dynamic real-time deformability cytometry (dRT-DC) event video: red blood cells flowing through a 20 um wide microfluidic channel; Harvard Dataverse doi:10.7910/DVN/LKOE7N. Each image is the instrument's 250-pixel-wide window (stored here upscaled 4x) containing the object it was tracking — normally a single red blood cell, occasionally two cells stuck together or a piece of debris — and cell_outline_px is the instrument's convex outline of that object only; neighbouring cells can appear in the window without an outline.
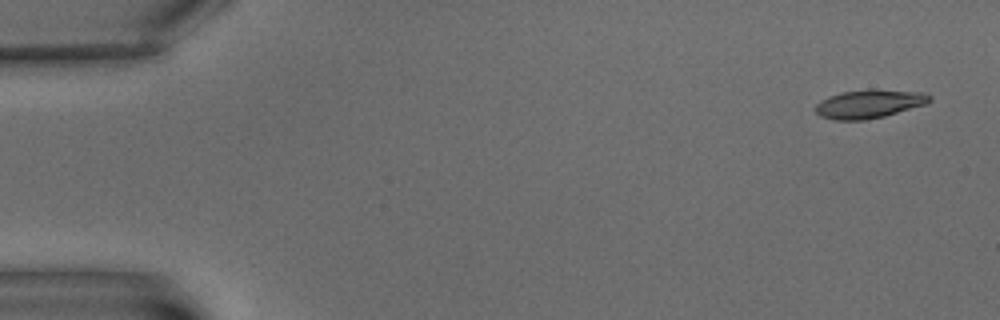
{"species": "common noctule bat (a hibernating species)", "species_latin": "Nyctalus noctula", "temperature_condition": "warm", "stored_images_in_passage": 7, "camera_frame_rate_fps": 3000, "um_per_image_px": 0.085, "animal": {"sex": "male", "body_mass_g": 15.6}, "frame": {"image": 1, "passage_image": 1, "time_ms": 0.0, "image_size_px": [1000, 320], "cell_outline_px": [[932, 100], [928, 104], [884, 116], [864, 120], [836, 120], [820, 116], [816, 112], [816, 104], [820, 100], [828, 96], [840, 92], [868, 88], [924, 92], [932, 96]], "centroid_in_image_um": [73.91, 8.81], "position_along_channel_um": 11.1, "area_um2": 19.36}}
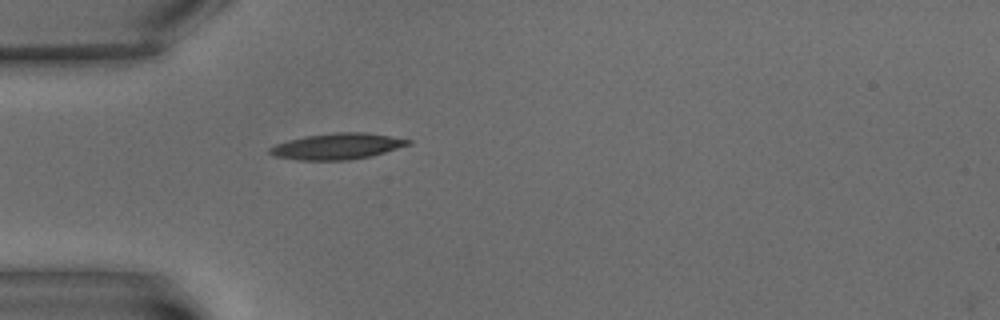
{"frame": {"image": 2, "passage_image": 6, "time_ms": 5.667, "image_size_px": [1000, 320], "cell_outline_px": [[412, 144], [372, 156], [348, 160], [300, 160], [276, 156], [268, 152], [268, 148], [276, 144], [288, 140], [304, 136], [336, 132], [368, 132], [412, 140]], "centroid_in_image_um": [28.69, 12.43], "position_along_channel_um": 56.3, "area_um2": 21.1}}